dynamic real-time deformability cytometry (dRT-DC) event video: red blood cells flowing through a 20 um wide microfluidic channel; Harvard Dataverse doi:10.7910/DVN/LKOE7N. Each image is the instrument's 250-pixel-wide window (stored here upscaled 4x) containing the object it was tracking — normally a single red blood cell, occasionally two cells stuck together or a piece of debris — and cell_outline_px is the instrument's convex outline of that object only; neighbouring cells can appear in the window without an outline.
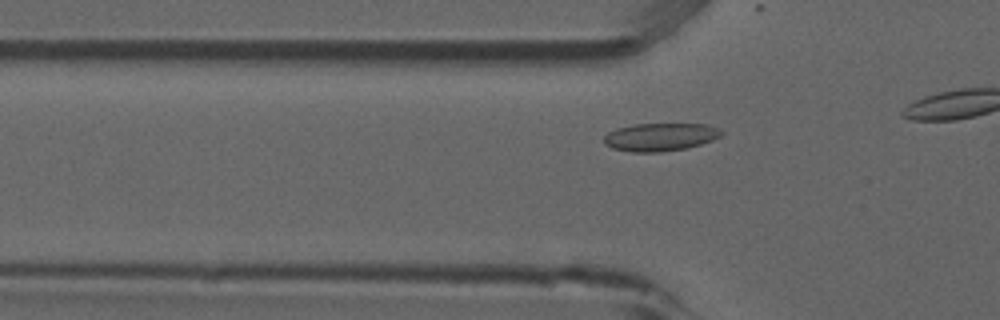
{"species": "common noctule bat (a hibernating species)", "species_latin": "Nyctalus noctula", "temperature_condition": "room temperature", "stored_images_in_passage": 6, "camera_frame_rate_fps": 3000, "um_per_image_px": 0.085, "animal": {"sex": "male", "forearm_length_mm": 52.5}, "frame": {"image": 1, "passage_image": 6, "time_ms": 1.667, "image_size_px": [1000, 320], "cell_outline_px": [[724, 132], [720, 136], [712, 140], [688, 148], [660, 152], [632, 152], [612, 148], [604, 144], [604, 136], [608, 132], [616, 128], [632, 124], [708, 124]], "centroid_in_image_um": [56.09, 11.64], "position_along_channel_um": 69.7, "area_um2": 19.19}}